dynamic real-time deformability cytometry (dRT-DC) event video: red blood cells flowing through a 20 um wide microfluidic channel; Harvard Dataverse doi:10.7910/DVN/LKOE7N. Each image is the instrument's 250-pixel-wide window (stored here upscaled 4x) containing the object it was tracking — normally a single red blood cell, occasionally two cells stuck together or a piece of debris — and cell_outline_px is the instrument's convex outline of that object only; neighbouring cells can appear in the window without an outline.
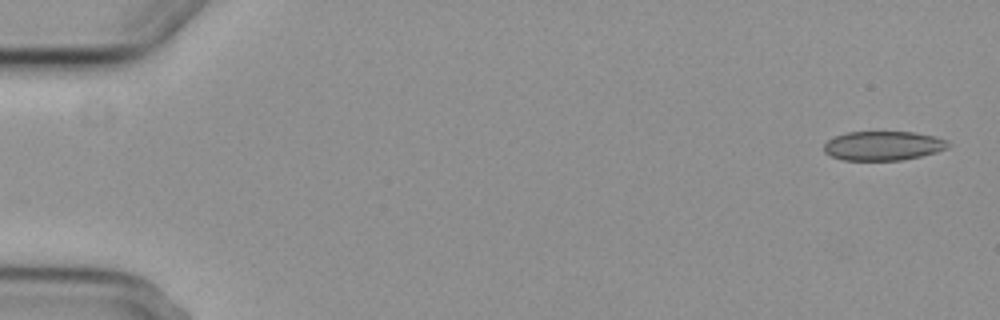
{"species": "common noctule bat (a hibernating species)", "species_latin": "Nyctalus noctula", "temperature_condition": "cold", "stored_images_in_passage": 5, "segment_of_instrument_passage": [2, 2], "camera_frame_rate_fps": 3000, "um_per_image_px": 0.085, "animal": {"sex": "female", "body_mass_g": 29.2, "forearm_length_mm": 56.3}, "frame": {"image": 1, "passage_image": 5, "time_ms": 5.333, "image_size_px": [1000, 320], "cell_outline_px": [[952, 144], [948, 148], [936, 152], [920, 156], [900, 160], [844, 160], [832, 156], [824, 152], [824, 144], [828, 140], [836, 136], [848, 132], [916, 132], [936, 136], [948, 140]], "centroid_in_image_um": [75.12, 12.38], "position_along_channel_um": 9.9, "area_um2": 21.21}}